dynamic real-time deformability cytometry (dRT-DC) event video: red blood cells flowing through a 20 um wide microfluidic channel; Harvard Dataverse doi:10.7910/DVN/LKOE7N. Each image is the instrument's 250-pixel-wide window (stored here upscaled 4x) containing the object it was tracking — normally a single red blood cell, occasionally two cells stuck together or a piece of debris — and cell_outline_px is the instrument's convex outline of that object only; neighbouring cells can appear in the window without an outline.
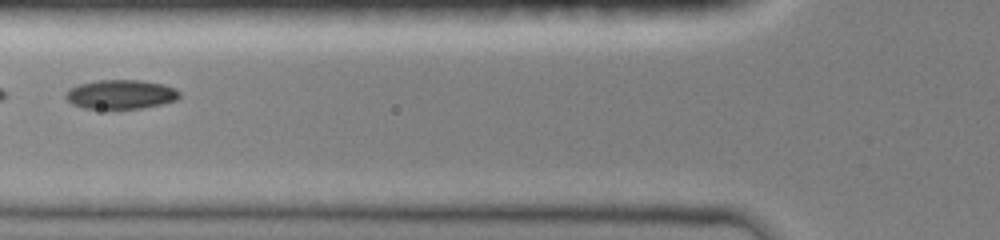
{"species": "common noctule bat (a hibernating species)", "species_latin": "Nyctalus noctula", "temperature_condition": "room temperature", "stored_images_in_passage": 15, "camera_frame_rate_fps": 3000, "um_per_image_px": 0.085, "animal": {"sex": "female", "body_mass_g": 19.0, "forearm_length_mm": 51.5}, "frame": {"image": 1, "passage_image": 8, "time_ms": 5.0, "image_size_px": [1000, 240], "cell_outline_px": [[180, 96], [176, 100], [160, 104], [140, 108], [84, 108], [72, 104], [64, 96], [68, 88], [80, 84], [96, 80], [140, 80], [164, 84], [180, 92]], "centroid_in_image_um": [10.23, 8.01], "position_along_channel_um": 115.6, "area_um2": 19.19}}
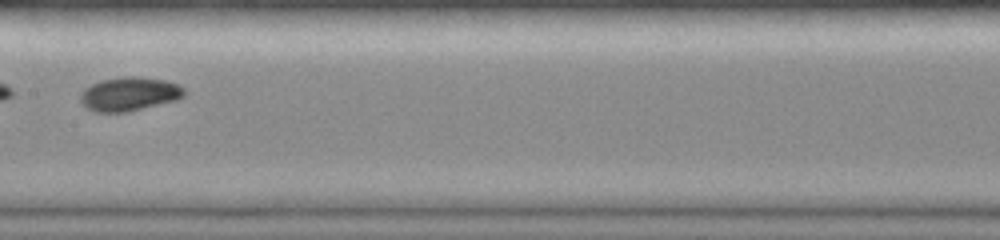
{"frame": {"image": 2, "passage_image": 11, "time_ms": 7.0, "image_size_px": [1000, 240], "cell_outline_px": [[188, 92], [184, 96], [176, 100], [128, 112], [96, 112], [88, 108], [80, 100], [80, 92], [84, 88], [100, 80], [124, 76], [132, 76], [164, 80], [180, 84]], "centroid_in_image_um": [11.01, 7.98], "position_along_channel_um": 196.4, "area_um2": 20.58}}
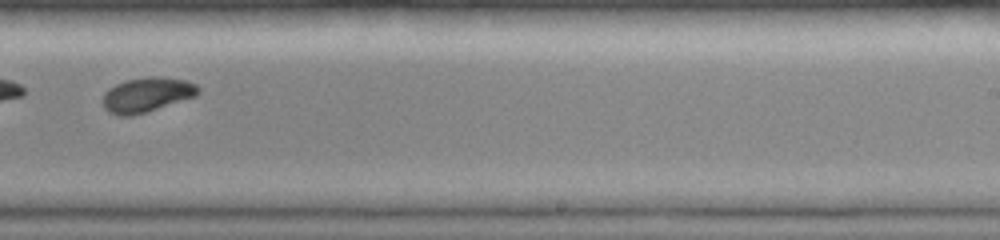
{"frame": {"image": 3, "passage_image": 14, "time_ms": 9.0, "image_size_px": [1000, 240], "cell_outline_px": [[200, 92], [196, 96], [132, 116], [120, 116], [108, 112], [104, 108], [104, 92], [108, 88], [124, 80], [148, 76], [160, 76], [184, 80], [196, 84], [200, 88]], "centroid_in_image_um": [12.48, 8.04], "position_along_channel_um": 276.5, "area_um2": 19.31}}